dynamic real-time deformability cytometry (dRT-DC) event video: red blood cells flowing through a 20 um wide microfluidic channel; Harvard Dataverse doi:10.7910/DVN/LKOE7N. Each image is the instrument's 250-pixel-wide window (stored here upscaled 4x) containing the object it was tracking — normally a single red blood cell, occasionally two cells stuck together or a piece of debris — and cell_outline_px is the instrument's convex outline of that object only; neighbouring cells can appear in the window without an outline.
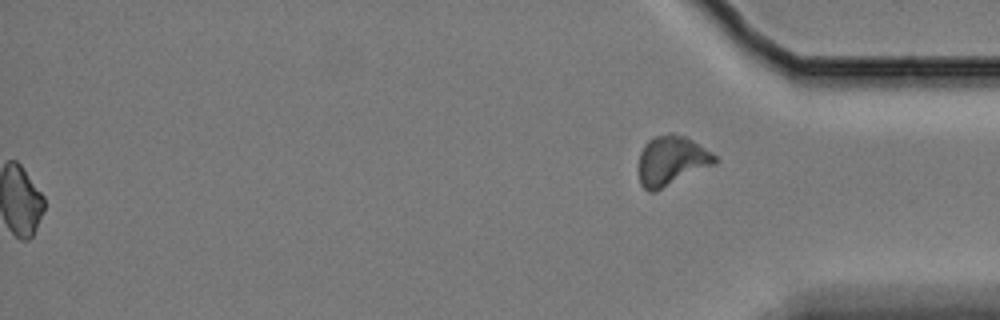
{"species": "Egyptian fruit bat (a non-hibernating species)", "species_latin": "Rousettus aegyptiacus", "temperature_condition": "cold", "stored_images_in_passage": 62, "segment_of_instrument_passage": [2, 2], "camera_frame_rate_fps": 3000, "um_per_image_px": 0.085, "animal": {"sex": "female"}, "frame": {"image": 1, "passage_image": 62, "time_ms": 20.333, "image_size_px": [1000, 320], "cell_outline_px": [[716, 164], [656, 192], [648, 192], [640, 184], [640, 152], [644, 144], [652, 136], [668, 132], [672, 132], [684, 136], [692, 140], [712, 152], [716, 156]], "centroid_in_image_um": [57.08, 13.65], "position_along_channel_um": 378.1, "area_um2": 22.31}}